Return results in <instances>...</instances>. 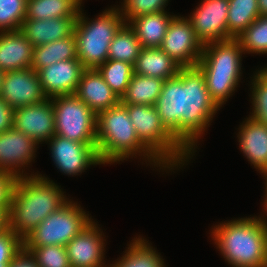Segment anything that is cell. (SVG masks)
Returning a JSON list of instances; mask_svg holds the SVG:
<instances>
[{"label": "cell", "instance_id": "d6986e66", "mask_svg": "<svg viewBox=\"0 0 267 267\" xmlns=\"http://www.w3.org/2000/svg\"><path fill=\"white\" fill-rule=\"evenodd\" d=\"M238 141L241 152L261 172L267 167V126L251 117L240 125Z\"/></svg>", "mask_w": 267, "mask_h": 267}, {"label": "cell", "instance_id": "8d00e7d4", "mask_svg": "<svg viewBox=\"0 0 267 267\" xmlns=\"http://www.w3.org/2000/svg\"><path fill=\"white\" fill-rule=\"evenodd\" d=\"M16 178L10 173L0 171V208H9L11 194Z\"/></svg>", "mask_w": 267, "mask_h": 267}, {"label": "cell", "instance_id": "484cf974", "mask_svg": "<svg viewBox=\"0 0 267 267\" xmlns=\"http://www.w3.org/2000/svg\"><path fill=\"white\" fill-rule=\"evenodd\" d=\"M164 81L163 79L133 73L120 102L123 105L154 106L160 96Z\"/></svg>", "mask_w": 267, "mask_h": 267}, {"label": "cell", "instance_id": "3957f363", "mask_svg": "<svg viewBox=\"0 0 267 267\" xmlns=\"http://www.w3.org/2000/svg\"><path fill=\"white\" fill-rule=\"evenodd\" d=\"M96 150L102 164L120 162L137 155L144 156L159 169L168 168L139 140L126 105H117L97 114ZM153 162V163H152Z\"/></svg>", "mask_w": 267, "mask_h": 267}, {"label": "cell", "instance_id": "f35d334b", "mask_svg": "<svg viewBox=\"0 0 267 267\" xmlns=\"http://www.w3.org/2000/svg\"><path fill=\"white\" fill-rule=\"evenodd\" d=\"M9 267H39L35 258L27 252L24 248L21 252L11 261Z\"/></svg>", "mask_w": 267, "mask_h": 267}, {"label": "cell", "instance_id": "ab89813d", "mask_svg": "<svg viewBox=\"0 0 267 267\" xmlns=\"http://www.w3.org/2000/svg\"><path fill=\"white\" fill-rule=\"evenodd\" d=\"M9 208H0V233L9 228Z\"/></svg>", "mask_w": 267, "mask_h": 267}, {"label": "cell", "instance_id": "f6af8a7d", "mask_svg": "<svg viewBox=\"0 0 267 267\" xmlns=\"http://www.w3.org/2000/svg\"><path fill=\"white\" fill-rule=\"evenodd\" d=\"M0 267H9V264H0Z\"/></svg>", "mask_w": 267, "mask_h": 267}, {"label": "cell", "instance_id": "ac0fdd59", "mask_svg": "<svg viewBox=\"0 0 267 267\" xmlns=\"http://www.w3.org/2000/svg\"><path fill=\"white\" fill-rule=\"evenodd\" d=\"M75 95L96 115L120 102L97 69H85L78 83Z\"/></svg>", "mask_w": 267, "mask_h": 267}, {"label": "cell", "instance_id": "44dd1931", "mask_svg": "<svg viewBox=\"0 0 267 267\" xmlns=\"http://www.w3.org/2000/svg\"><path fill=\"white\" fill-rule=\"evenodd\" d=\"M33 46L18 31L0 32V70L3 72L31 68Z\"/></svg>", "mask_w": 267, "mask_h": 267}, {"label": "cell", "instance_id": "4316f807", "mask_svg": "<svg viewBox=\"0 0 267 267\" xmlns=\"http://www.w3.org/2000/svg\"><path fill=\"white\" fill-rule=\"evenodd\" d=\"M164 259L151 244L142 237H134L123 256L110 267H165Z\"/></svg>", "mask_w": 267, "mask_h": 267}, {"label": "cell", "instance_id": "4fadbf2b", "mask_svg": "<svg viewBox=\"0 0 267 267\" xmlns=\"http://www.w3.org/2000/svg\"><path fill=\"white\" fill-rule=\"evenodd\" d=\"M2 98L13 110L37 104L47 99L38 73L32 68L4 72L0 91Z\"/></svg>", "mask_w": 267, "mask_h": 267}, {"label": "cell", "instance_id": "7c38bea8", "mask_svg": "<svg viewBox=\"0 0 267 267\" xmlns=\"http://www.w3.org/2000/svg\"><path fill=\"white\" fill-rule=\"evenodd\" d=\"M51 157L60 172L76 176L92 165H101L96 145L80 143L59 135L49 141Z\"/></svg>", "mask_w": 267, "mask_h": 267}, {"label": "cell", "instance_id": "8fae6325", "mask_svg": "<svg viewBox=\"0 0 267 267\" xmlns=\"http://www.w3.org/2000/svg\"><path fill=\"white\" fill-rule=\"evenodd\" d=\"M229 0H202L187 18L203 44L230 40L228 36Z\"/></svg>", "mask_w": 267, "mask_h": 267}, {"label": "cell", "instance_id": "5b68a950", "mask_svg": "<svg viewBox=\"0 0 267 267\" xmlns=\"http://www.w3.org/2000/svg\"><path fill=\"white\" fill-rule=\"evenodd\" d=\"M242 54L245 53L240 42L233 38L203 46L196 66L204 74L207 90L219 108L240 83Z\"/></svg>", "mask_w": 267, "mask_h": 267}, {"label": "cell", "instance_id": "6da1fadb", "mask_svg": "<svg viewBox=\"0 0 267 267\" xmlns=\"http://www.w3.org/2000/svg\"><path fill=\"white\" fill-rule=\"evenodd\" d=\"M154 107L165 128L192 157L197 140L220 110L197 66L181 68L178 75L165 80Z\"/></svg>", "mask_w": 267, "mask_h": 267}, {"label": "cell", "instance_id": "8992f818", "mask_svg": "<svg viewBox=\"0 0 267 267\" xmlns=\"http://www.w3.org/2000/svg\"><path fill=\"white\" fill-rule=\"evenodd\" d=\"M125 24L119 7H110L90 21L82 8L74 27L77 58L86 69L97 68L108 60L110 43Z\"/></svg>", "mask_w": 267, "mask_h": 267}, {"label": "cell", "instance_id": "7bdbcfd3", "mask_svg": "<svg viewBox=\"0 0 267 267\" xmlns=\"http://www.w3.org/2000/svg\"><path fill=\"white\" fill-rule=\"evenodd\" d=\"M261 174H263L264 176L263 177H265L264 179L266 180L265 182V184H266V188H265V193L267 194V167L264 169V170H262L261 172H260Z\"/></svg>", "mask_w": 267, "mask_h": 267}, {"label": "cell", "instance_id": "30bf717a", "mask_svg": "<svg viewBox=\"0 0 267 267\" xmlns=\"http://www.w3.org/2000/svg\"><path fill=\"white\" fill-rule=\"evenodd\" d=\"M203 44L194 33L187 17L175 15L160 48L182 68L195 67L202 55Z\"/></svg>", "mask_w": 267, "mask_h": 267}, {"label": "cell", "instance_id": "e575fe53", "mask_svg": "<svg viewBox=\"0 0 267 267\" xmlns=\"http://www.w3.org/2000/svg\"><path fill=\"white\" fill-rule=\"evenodd\" d=\"M120 12L127 24L131 19L151 13L165 11L169 0H123Z\"/></svg>", "mask_w": 267, "mask_h": 267}, {"label": "cell", "instance_id": "9c48e42d", "mask_svg": "<svg viewBox=\"0 0 267 267\" xmlns=\"http://www.w3.org/2000/svg\"><path fill=\"white\" fill-rule=\"evenodd\" d=\"M51 99L55 134L80 143L96 145L97 115L75 94Z\"/></svg>", "mask_w": 267, "mask_h": 267}, {"label": "cell", "instance_id": "ba28073f", "mask_svg": "<svg viewBox=\"0 0 267 267\" xmlns=\"http://www.w3.org/2000/svg\"><path fill=\"white\" fill-rule=\"evenodd\" d=\"M89 214L77 202L68 200L44 219L24 240V247L63 245L79 234L89 223Z\"/></svg>", "mask_w": 267, "mask_h": 267}, {"label": "cell", "instance_id": "9a60e30c", "mask_svg": "<svg viewBox=\"0 0 267 267\" xmlns=\"http://www.w3.org/2000/svg\"><path fill=\"white\" fill-rule=\"evenodd\" d=\"M13 127L31 137L38 145L55 135L52 99L17 108L13 111Z\"/></svg>", "mask_w": 267, "mask_h": 267}, {"label": "cell", "instance_id": "74e56055", "mask_svg": "<svg viewBox=\"0 0 267 267\" xmlns=\"http://www.w3.org/2000/svg\"><path fill=\"white\" fill-rule=\"evenodd\" d=\"M13 109L0 98V133L13 127Z\"/></svg>", "mask_w": 267, "mask_h": 267}, {"label": "cell", "instance_id": "60d3db41", "mask_svg": "<svg viewBox=\"0 0 267 267\" xmlns=\"http://www.w3.org/2000/svg\"><path fill=\"white\" fill-rule=\"evenodd\" d=\"M260 16H267V0H257Z\"/></svg>", "mask_w": 267, "mask_h": 267}, {"label": "cell", "instance_id": "d6a6232c", "mask_svg": "<svg viewBox=\"0 0 267 267\" xmlns=\"http://www.w3.org/2000/svg\"><path fill=\"white\" fill-rule=\"evenodd\" d=\"M28 0H0V32L18 31L26 17Z\"/></svg>", "mask_w": 267, "mask_h": 267}, {"label": "cell", "instance_id": "2e32d148", "mask_svg": "<svg viewBox=\"0 0 267 267\" xmlns=\"http://www.w3.org/2000/svg\"><path fill=\"white\" fill-rule=\"evenodd\" d=\"M92 221L66 244L71 267H106L104 235ZM103 235V236H102Z\"/></svg>", "mask_w": 267, "mask_h": 267}, {"label": "cell", "instance_id": "f1b7e54d", "mask_svg": "<svg viewBox=\"0 0 267 267\" xmlns=\"http://www.w3.org/2000/svg\"><path fill=\"white\" fill-rule=\"evenodd\" d=\"M142 49L135 32L124 24L114 36L108 50V59L124 61L134 65Z\"/></svg>", "mask_w": 267, "mask_h": 267}, {"label": "cell", "instance_id": "83f0119b", "mask_svg": "<svg viewBox=\"0 0 267 267\" xmlns=\"http://www.w3.org/2000/svg\"><path fill=\"white\" fill-rule=\"evenodd\" d=\"M259 16L257 0H229L228 36L237 39Z\"/></svg>", "mask_w": 267, "mask_h": 267}, {"label": "cell", "instance_id": "f546056e", "mask_svg": "<svg viewBox=\"0 0 267 267\" xmlns=\"http://www.w3.org/2000/svg\"><path fill=\"white\" fill-rule=\"evenodd\" d=\"M112 91L121 99L133 75V65L108 59L96 68Z\"/></svg>", "mask_w": 267, "mask_h": 267}, {"label": "cell", "instance_id": "e0dca14e", "mask_svg": "<svg viewBox=\"0 0 267 267\" xmlns=\"http://www.w3.org/2000/svg\"><path fill=\"white\" fill-rule=\"evenodd\" d=\"M86 68L78 58L40 68L37 73L47 98L75 94Z\"/></svg>", "mask_w": 267, "mask_h": 267}, {"label": "cell", "instance_id": "7402d4cb", "mask_svg": "<svg viewBox=\"0 0 267 267\" xmlns=\"http://www.w3.org/2000/svg\"><path fill=\"white\" fill-rule=\"evenodd\" d=\"M174 16L162 11L135 17L127 24L135 32L142 48H159Z\"/></svg>", "mask_w": 267, "mask_h": 267}, {"label": "cell", "instance_id": "5bb4252c", "mask_svg": "<svg viewBox=\"0 0 267 267\" xmlns=\"http://www.w3.org/2000/svg\"><path fill=\"white\" fill-rule=\"evenodd\" d=\"M37 146L31 137L14 127L0 133V171L10 173L15 178L29 176L22 168L25 169V165L28 167L33 161Z\"/></svg>", "mask_w": 267, "mask_h": 267}, {"label": "cell", "instance_id": "cb8c5ba5", "mask_svg": "<svg viewBox=\"0 0 267 267\" xmlns=\"http://www.w3.org/2000/svg\"><path fill=\"white\" fill-rule=\"evenodd\" d=\"M83 0H28L24 20L78 17Z\"/></svg>", "mask_w": 267, "mask_h": 267}, {"label": "cell", "instance_id": "d590c367", "mask_svg": "<svg viewBox=\"0 0 267 267\" xmlns=\"http://www.w3.org/2000/svg\"><path fill=\"white\" fill-rule=\"evenodd\" d=\"M23 248V240L10 228L1 232L0 264H10Z\"/></svg>", "mask_w": 267, "mask_h": 267}, {"label": "cell", "instance_id": "ee69618b", "mask_svg": "<svg viewBox=\"0 0 267 267\" xmlns=\"http://www.w3.org/2000/svg\"><path fill=\"white\" fill-rule=\"evenodd\" d=\"M3 77H4V72L0 70V91H1V86L3 82Z\"/></svg>", "mask_w": 267, "mask_h": 267}, {"label": "cell", "instance_id": "836d02e7", "mask_svg": "<svg viewBox=\"0 0 267 267\" xmlns=\"http://www.w3.org/2000/svg\"><path fill=\"white\" fill-rule=\"evenodd\" d=\"M24 249L30 252L39 267H71L66 247L63 245L24 247Z\"/></svg>", "mask_w": 267, "mask_h": 267}, {"label": "cell", "instance_id": "603a6c76", "mask_svg": "<svg viewBox=\"0 0 267 267\" xmlns=\"http://www.w3.org/2000/svg\"><path fill=\"white\" fill-rule=\"evenodd\" d=\"M181 68L160 47L142 48L133 65V73L167 80L178 75Z\"/></svg>", "mask_w": 267, "mask_h": 267}, {"label": "cell", "instance_id": "ffe728a7", "mask_svg": "<svg viewBox=\"0 0 267 267\" xmlns=\"http://www.w3.org/2000/svg\"><path fill=\"white\" fill-rule=\"evenodd\" d=\"M77 18L65 17L45 20H24L19 30L33 47L46 45L58 39L71 36L74 32Z\"/></svg>", "mask_w": 267, "mask_h": 267}, {"label": "cell", "instance_id": "b9f144b4", "mask_svg": "<svg viewBox=\"0 0 267 267\" xmlns=\"http://www.w3.org/2000/svg\"><path fill=\"white\" fill-rule=\"evenodd\" d=\"M264 199H265V200H264V202H263V203H264L263 206H264V210H265V211L263 210V212H265V213H266L265 216H267V194H265V198H264ZM265 216H264V217H262V216L260 217V216H259L258 219H259V220L261 221V223L264 224L265 227L267 228V220H266Z\"/></svg>", "mask_w": 267, "mask_h": 267}, {"label": "cell", "instance_id": "52a82bcc", "mask_svg": "<svg viewBox=\"0 0 267 267\" xmlns=\"http://www.w3.org/2000/svg\"><path fill=\"white\" fill-rule=\"evenodd\" d=\"M126 109L139 140L169 171L189 161L192 155L165 128L154 106L126 105Z\"/></svg>", "mask_w": 267, "mask_h": 267}, {"label": "cell", "instance_id": "7a4b0ae2", "mask_svg": "<svg viewBox=\"0 0 267 267\" xmlns=\"http://www.w3.org/2000/svg\"><path fill=\"white\" fill-rule=\"evenodd\" d=\"M42 174L16 178L8 212L9 228L24 240L44 219L69 199Z\"/></svg>", "mask_w": 267, "mask_h": 267}, {"label": "cell", "instance_id": "4dcf8cb0", "mask_svg": "<svg viewBox=\"0 0 267 267\" xmlns=\"http://www.w3.org/2000/svg\"><path fill=\"white\" fill-rule=\"evenodd\" d=\"M237 40L244 53L267 54V16H259Z\"/></svg>", "mask_w": 267, "mask_h": 267}, {"label": "cell", "instance_id": "1f68e13d", "mask_svg": "<svg viewBox=\"0 0 267 267\" xmlns=\"http://www.w3.org/2000/svg\"><path fill=\"white\" fill-rule=\"evenodd\" d=\"M254 76V77H253ZM252 76V114L249 117L267 126V66Z\"/></svg>", "mask_w": 267, "mask_h": 267}, {"label": "cell", "instance_id": "277c9868", "mask_svg": "<svg viewBox=\"0 0 267 267\" xmlns=\"http://www.w3.org/2000/svg\"><path fill=\"white\" fill-rule=\"evenodd\" d=\"M211 229L217 249L232 267H267V228L258 217L222 222Z\"/></svg>", "mask_w": 267, "mask_h": 267}, {"label": "cell", "instance_id": "d4e9b609", "mask_svg": "<svg viewBox=\"0 0 267 267\" xmlns=\"http://www.w3.org/2000/svg\"><path fill=\"white\" fill-rule=\"evenodd\" d=\"M75 58H77L76 40L74 34H72L67 38L33 47L31 68L37 72L42 67Z\"/></svg>", "mask_w": 267, "mask_h": 267}]
</instances>
